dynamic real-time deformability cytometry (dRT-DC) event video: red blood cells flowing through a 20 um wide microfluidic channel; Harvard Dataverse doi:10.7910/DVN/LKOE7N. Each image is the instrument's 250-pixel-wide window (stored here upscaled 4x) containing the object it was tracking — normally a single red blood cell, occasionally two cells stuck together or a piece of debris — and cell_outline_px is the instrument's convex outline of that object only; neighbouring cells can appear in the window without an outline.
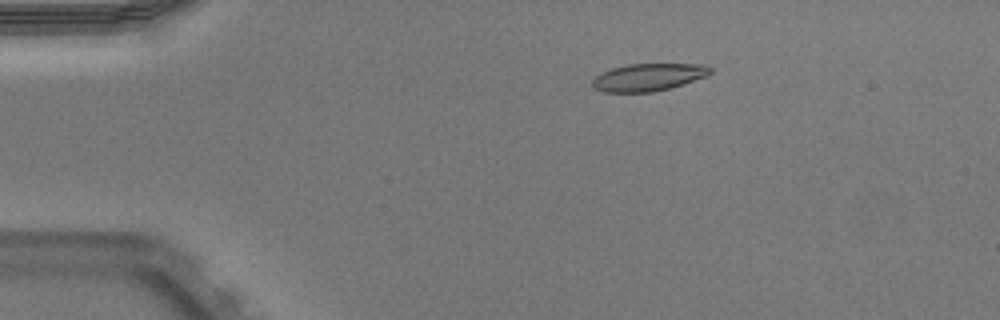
{"species": "Egyptian fruit bat (a non-hibernating species)", "species_latin": "Rousettus aegyptiacus", "temperature_condition": "warm", "stored_images_in_passage": 44, "camera_frame_rate_fps": 3000, "um_per_image_px": 0.085, "animal": {"sex": "male"}, "frame": {"image": 1, "passage_image": 2, "time_ms": 0.333, "image_size_px": [1000, 320], "cell_outline_px": [[712, 72], [708, 76], [668, 88], [652, 92], [604, 92], [592, 88], [592, 80], [600, 72], [612, 68], [628, 64], [704, 64], [712, 68]], "centroid_in_image_um": [55.09, 6.56], "position_along_channel_um": 29.9, "area_um2": 18.9}}
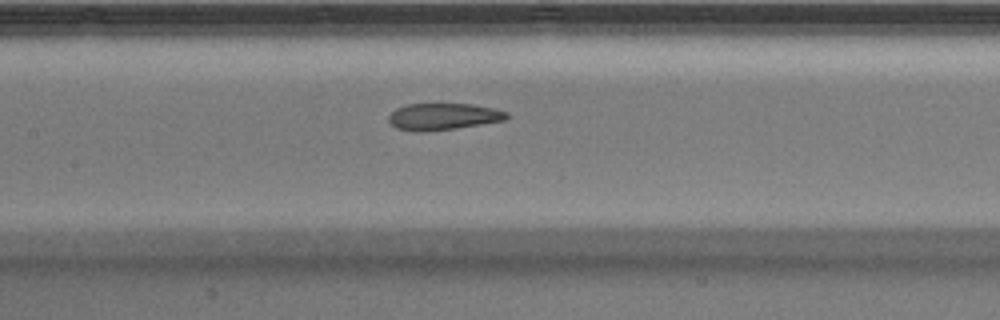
{"frame": {"image": 2, "passage_image": 17, "time_ms": 5.333, "image_size_px": [1000, 320], "cell_outline_px": [[508, 116], [504, 120], [456, 128], [424, 132], [412, 132], [396, 128], [388, 120], [388, 116], [396, 108], [404, 104], [472, 104], [492, 108], [508, 112]], "centroid_in_image_um": [37.61, 9.91], "position_along_channel_um": 169.8, "area_um2": 18.38}}
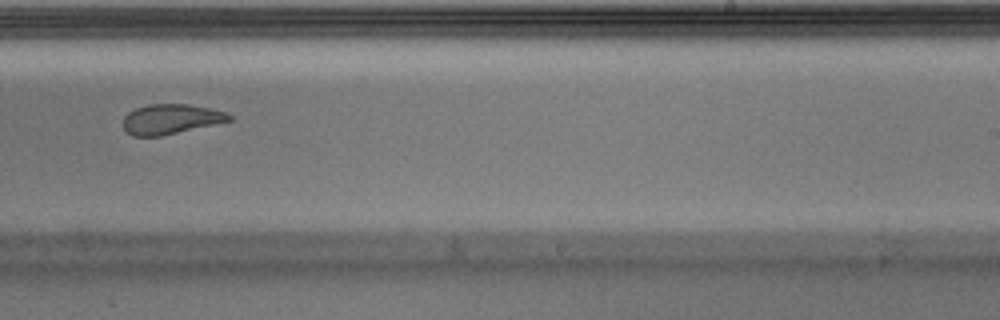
{"frame": {"image": 3, "passage_image": 25, "time_ms": 8.0, "image_size_px": [1000, 320], "cell_outline_px": [[232, 120], [160, 136], [132, 136], [124, 128], [124, 116], [128, 112], [136, 108], [148, 104], [188, 104], [228, 112], [232, 116]], "centroid_in_image_um": [14.51, 10.11], "position_along_channel_um": 274.5, "area_um2": 18.32}, "authors_computed_cell_mechanics": {"area_um2": 19.5075, "velocity_mm_per_s": 3.9371, "shape_relaxation_time_tau1_ms": null, "shape_relaxation_time_tau2_ms": 1.9267, "deformation_change_tau1": null, "deformation_change_tau2": 0.0909}}